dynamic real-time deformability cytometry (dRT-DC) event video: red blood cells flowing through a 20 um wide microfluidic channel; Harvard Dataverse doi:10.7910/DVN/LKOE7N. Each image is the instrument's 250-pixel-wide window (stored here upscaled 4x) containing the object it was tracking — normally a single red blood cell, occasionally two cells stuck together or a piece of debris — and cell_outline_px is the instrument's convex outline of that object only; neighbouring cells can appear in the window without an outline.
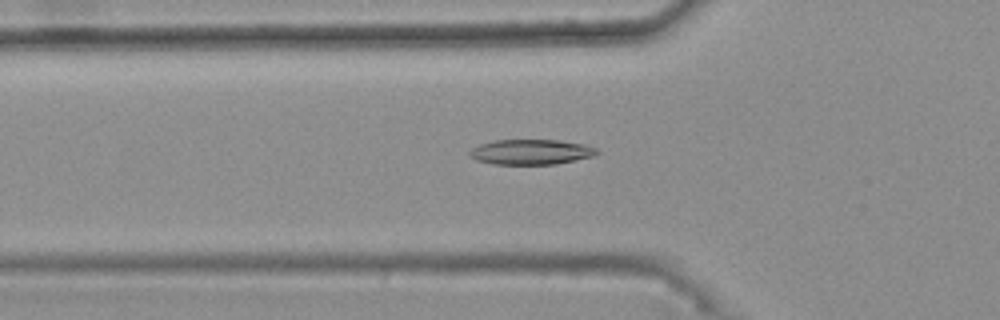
{"species": "common noctule bat (a hibernating species)", "species_latin": "Nyctalus noctula", "temperature_condition": "warm", "stored_images_in_passage": 36, "camera_frame_rate_fps": 3000, "um_per_image_px": 0.085, "animal": {"sex": "female", "body_mass_g": 25.1}, "frame": {"image": 1, "passage_image": 7, "time_ms": 2.0, "image_size_px": [1000, 320], "cell_outline_px": [[600, 152], [592, 156], [556, 164], [492, 164], [476, 160], [468, 152], [472, 148], [480, 144], [496, 140], [560, 140], [584, 144], [596, 148]], "centroid_in_image_um": [45.14, 12.91], "position_along_channel_um": 80.7, "area_um2": 18.55}}
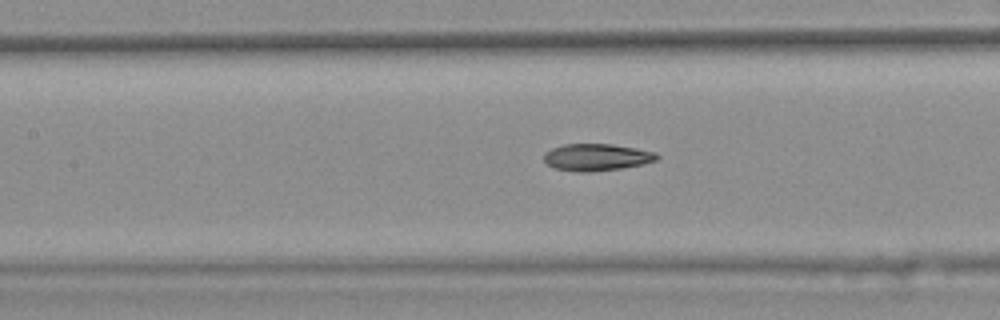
{"frame": {"image": 2, "passage_image": 13, "time_ms": 4.0, "image_size_px": [1000, 320], "cell_outline_px": [[660, 156], [656, 160], [644, 164], [620, 168], [592, 172], [576, 172], [556, 168], [548, 164], [544, 160], [544, 152], [552, 148], [564, 144], [612, 144], [636, 148], [656, 152]], "centroid_in_image_um": [50.73, 13.36], "position_along_channel_um": 156.7, "area_um2": 17.8}}
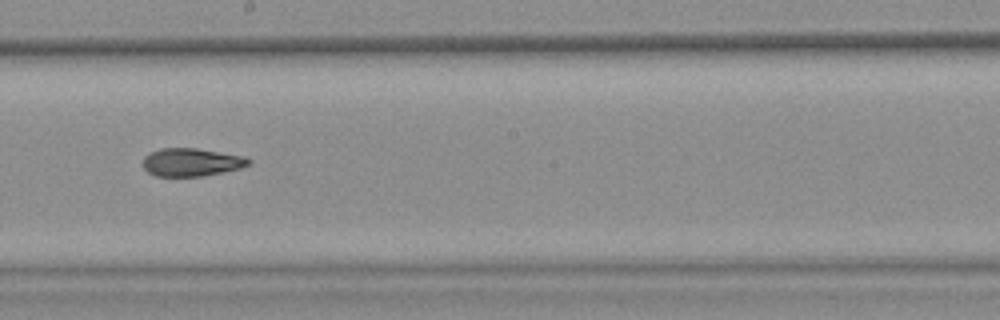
{"frame": {"image": 3, "passage_image": 19, "time_ms": 6.0, "image_size_px": [1000, 320], "cell_outline_px": [[252, 164], [240, 168], [224, 172], [204, 176], [156, 176], [148, 172], [144, 168], [144, 156], [148, 152], [160, 148], [196, 148], [244, 156], [252, 160]], "centroid_in_image_um": [16.29, 13.78], "position_along_channel_um": 231.9, "area_um2": 17.4}, "authors_computed_cell_mechanics": {"area_um2": 17.8024, "velocity_mm_per_s": 3.7726, "shape_relaxation_time_tau1_ms": 7.5464, "shape_relaxation_time_tau2_ms": 3.4948, "deformation_change_tau1": 0.1907, "deformation_change_tau2": 0.1103}}